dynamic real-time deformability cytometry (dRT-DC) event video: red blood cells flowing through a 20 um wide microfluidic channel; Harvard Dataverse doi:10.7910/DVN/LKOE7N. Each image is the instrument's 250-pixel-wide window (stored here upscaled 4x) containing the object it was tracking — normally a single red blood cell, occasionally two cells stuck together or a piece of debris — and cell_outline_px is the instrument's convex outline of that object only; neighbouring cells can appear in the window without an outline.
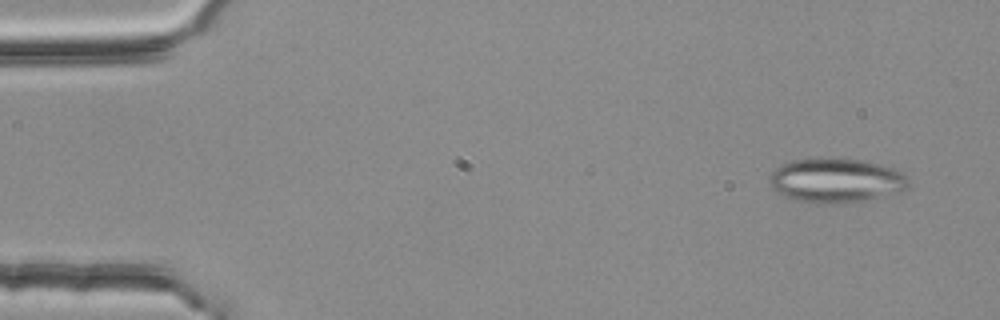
{"species": "common noctule bat (a hibernating species)", "species_latin": "Nyctalus noctula", "temperature_condition": "room temperature", "stored_images_in_passage": 3, "camera_frame_rate_fps": 3000, "um_per_image_px": 0.085, "animal": {"sex": "female", "body_mass_g": 25.1}, "frame": {"image": 1, "passage_image": 1, "time_ms": 0.0, "image_size_px": [1000, 320], "cell_outline_px": [[908, 184], [900, 192], [864, 200], [836, 204], [792, 200], [776, 192], [772, 188], [768, 176], [780, 164], [792, 160], [812, 156], [828, 156], [864, 160], [896, 168], [904, 172], [908, 180]], "centroid_in_image_um": [71.03, 15.29], "position_along_channel_um": 14.0, "area_um2": 36.76}}